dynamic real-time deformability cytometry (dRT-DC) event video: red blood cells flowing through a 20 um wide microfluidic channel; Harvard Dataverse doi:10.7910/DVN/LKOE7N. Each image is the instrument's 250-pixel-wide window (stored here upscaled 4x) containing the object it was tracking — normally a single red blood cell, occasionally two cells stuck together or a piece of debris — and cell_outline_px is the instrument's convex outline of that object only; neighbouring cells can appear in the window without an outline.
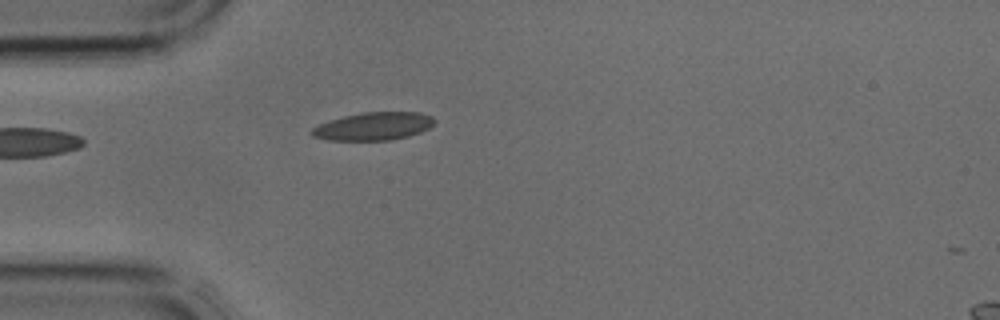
{"species": "common noctule bat (a hibernating species)", "species_latin": "Nyctalus noctula", "temperature_condition": "cold", "stored_images_in_passage": 1, "camera_frame_rate_fps": 3000, "um_per_image_px": 0.085, "animal": {"sex": "male", "body_mass_g": 17.9, "forearm_length_mm": 54.2}, "frame": {"image": 1, "passage_image": 1, "time_ms": 0.0, "image_size_px": [1000, 320], "cell_outline_px": [[436, 120], [428, 128], [420, 132], [408, 136], [392, 140], [328, 140], [312, 136], [308, 132], [312, 128], [320, 124], [344, 116], [364, 112], [420, 112], [432, 116]], "centroid_in_image_um": [31.75, 10.73], "position_along_channel_um": 53.3, "area_um2": 19.88}}